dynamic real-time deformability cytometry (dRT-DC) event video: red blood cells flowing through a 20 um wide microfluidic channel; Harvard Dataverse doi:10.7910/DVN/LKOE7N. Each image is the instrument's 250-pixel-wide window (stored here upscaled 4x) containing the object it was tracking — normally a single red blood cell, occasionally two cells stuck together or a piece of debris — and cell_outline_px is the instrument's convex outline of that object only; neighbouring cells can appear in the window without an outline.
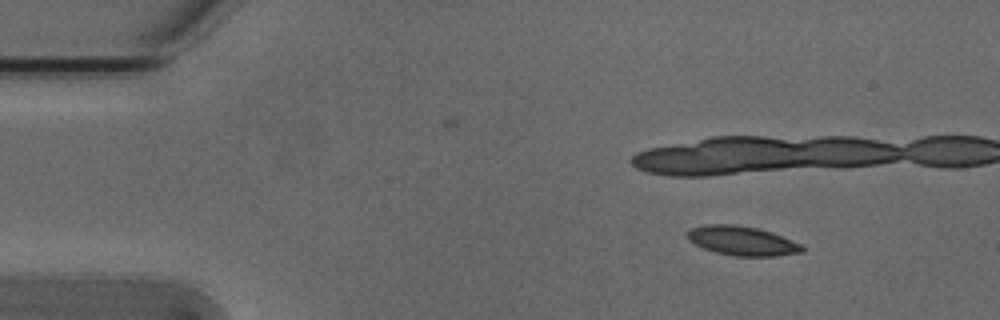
{"species": "Egyptian fruit bat (a non-hibernating species)", "species_latin": "Rousettus aegyptiacus", "temperature_condition": "cold", "stored_images_in_passage": 9, "camera_frame_rate_fps": 3000, "um_per_image_px": 0.085, "animal": {"sex": "male"}, "frame": {"image": 1, "passage_image": 1, "time_ms": 0.0, "image_size_px": [1000, 320], "cell_outline_px": [[804, 252], [776, 256], [732, 256], [716, 252], [704, 248], [688, 240], [688, 232], [692, 228], [712, 224], [736, 224], [756, 228], [772, 232], [800, 244], [804, 248]], "centroid_in_image_um": [63.1, 20.48], "position_along_channel_um": 21.9, "area_um2": 19.36}}